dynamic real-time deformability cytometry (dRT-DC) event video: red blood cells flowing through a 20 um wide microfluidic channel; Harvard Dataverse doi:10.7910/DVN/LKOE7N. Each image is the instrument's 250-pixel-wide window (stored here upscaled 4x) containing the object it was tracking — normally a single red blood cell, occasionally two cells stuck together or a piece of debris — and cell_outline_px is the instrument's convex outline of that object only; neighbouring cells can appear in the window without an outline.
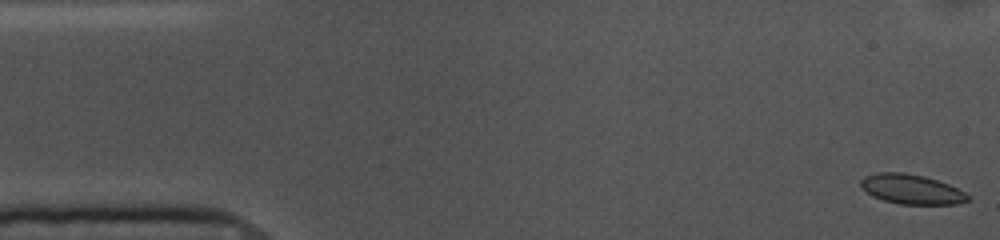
{"species": "common noctule bat (a hibernating species)", "species_latin": "Nyctalus noctula", "temperature_condition": "cold", "stored_images_in_passage": 54, "camera_frame_rate_fps": 3000, "um_per_image_px": 0.085, "animal": {"sex": "female", "body_mass_g": 10.0, "forearm_length_mm": 53.1}, "frame": {"image": 1, "passage_image": 1, "time_ms": 0.0, "image_size_px": [1000, 240], "cell_outline_px": [[968, 200], [956, 204], [900, 204], [884, 200], [872, 196], [860, 184], [860, 180], [864, 176], [876, 172], [904, 172], [924, 176], [948, 184], [964, 192], [968, 196]], "centroid_in_image_um": [77.44, 16.07], "position_along_channel_um": 7.6, "area_um2": 18.32}}
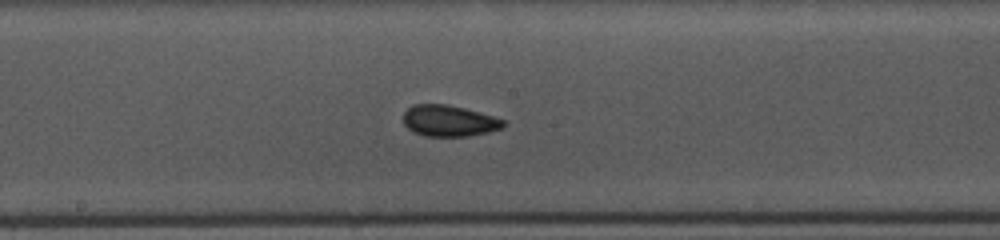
{"frame": {"image": 2, "passage_image": 27, "time_ms": 8.667, "image_size_px": [1000, 240], "cell_outline_px": [[504, 124], [500, 128], [488, 132], [468, 136], [424, 136], [412, 132], [404, 124], [404, 112], [412, 104], [448, 104], [464, 108], [492, 116], [504, 120]], "centroid_in_image_um": [38.11, 10.27], "position_along_channel_um": 210.1, "area_um2": 18.09}}
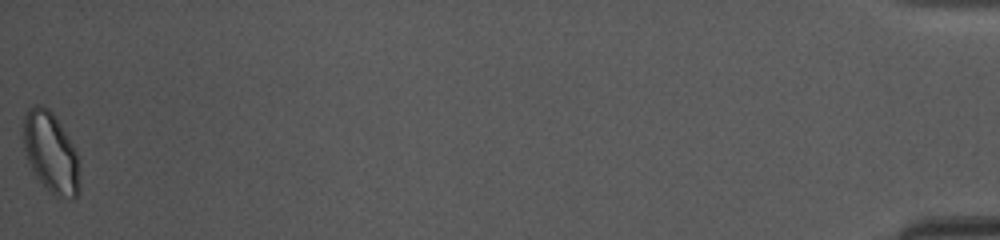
{"frame": {"image": 3, "passage_image": 54, "time_ms": 17.667, "image_size_px": [1000, 240], "cell_outline_px": [[80, 188], [76, 196], [72, 200], [56, 196], [48, 192], [36, 176], [24, 152], [24, 116], [28, 108], [36, 104], [44, 104], [52, 112], [68, 136], [76, 152], [80, 184]], "centroid_in_image_um": [4.32, 12.98], "position_along_channel_um": 430.9, "area_um2": 26.41}, "authors_computed_cell_mechanics": {"area_um2": 18.3226, "velocity_mm_per_s": 3.6247, "shape_relaxation_time_tau1_ms": 5.1679, "shape_relaxation_time_tau2_ms": 1.0896, "deformation_change_tau1": 0.0847, "deformation_change_tau2": 0.0436}}